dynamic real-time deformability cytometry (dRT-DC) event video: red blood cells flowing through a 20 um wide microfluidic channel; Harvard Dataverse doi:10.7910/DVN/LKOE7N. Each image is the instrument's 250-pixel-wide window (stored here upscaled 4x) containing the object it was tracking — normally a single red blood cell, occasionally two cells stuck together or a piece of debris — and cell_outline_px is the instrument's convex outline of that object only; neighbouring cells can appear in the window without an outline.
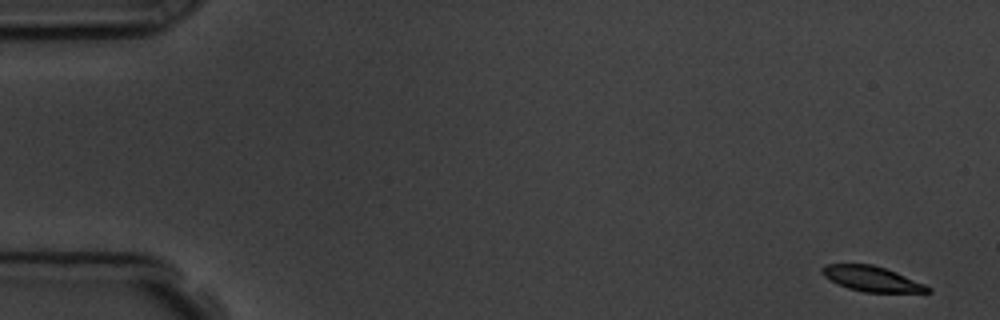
{"species": "common noctule bat (a hibernating species)", "species_latin": "Nyctalus noctula", "temperature_condition": "room temperature", "stored_images_in_passage": 6, "camera_frame_rate_fps": 3000, "um_per_image_px": 0.085, "animal": {"sex": "male", "body_mass_g": 19.5, "forearm_length_mm": 54.6}, "frame": {"image": 1, "passage_image": 1, "time_ms": 0.0, "image_size_px": [1000, 320], "cell_outline_px": [[932, 292], [864, 292], [848, 288], [824, 276], [820, 272], [820, 268], [824, 264], [872, 264], [896, 272], [924, 284], [932, 288]], "centroid_in_image_um": [74.09, 23.69], "position_along_channel_um": 10.9, "area_um2": 15.32}}